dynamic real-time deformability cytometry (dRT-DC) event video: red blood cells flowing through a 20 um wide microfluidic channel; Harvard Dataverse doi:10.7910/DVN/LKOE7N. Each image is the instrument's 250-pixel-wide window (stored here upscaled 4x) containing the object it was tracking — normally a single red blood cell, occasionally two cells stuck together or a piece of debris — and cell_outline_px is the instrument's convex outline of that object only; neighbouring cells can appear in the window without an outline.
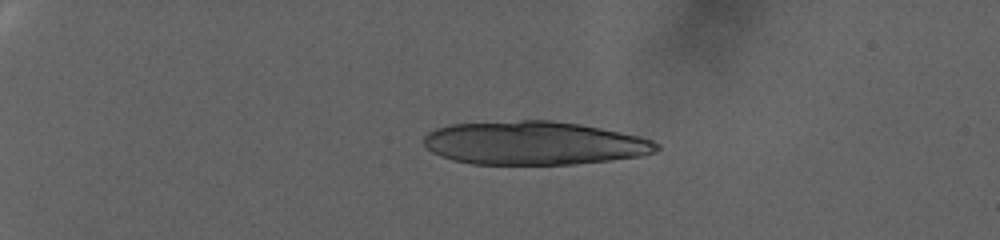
{"species": "human", "species_latin": "Homo sapiens", "temperature_condition": "warm", "stored_images_in_passage": 17, "camera_frame_rate_fps": 3000, "um_per_image_px": 0.085, "donor": {"sex": "female"}, "frame": {"image": 1, "passage_image": 1, "time_ms": 0.0, "image_size_px": [1000, 240], "cell_outline_px": [[660, 148], [656, 152], [640, 156], [608, 160], [572, 164], [472, 164], [452, 160], [440, 156], [432, 152], [424, 144], [424, 136], [428, 132], [436, 128], [452, 124], [520, 120], [552, 120], [580, 124], [640, 136], [652, 140], [660, 144]], "centroid_in_image_um": [45.4, 12.16], "position_along_channel_um": 39.6, "area_um2": 59.01}}